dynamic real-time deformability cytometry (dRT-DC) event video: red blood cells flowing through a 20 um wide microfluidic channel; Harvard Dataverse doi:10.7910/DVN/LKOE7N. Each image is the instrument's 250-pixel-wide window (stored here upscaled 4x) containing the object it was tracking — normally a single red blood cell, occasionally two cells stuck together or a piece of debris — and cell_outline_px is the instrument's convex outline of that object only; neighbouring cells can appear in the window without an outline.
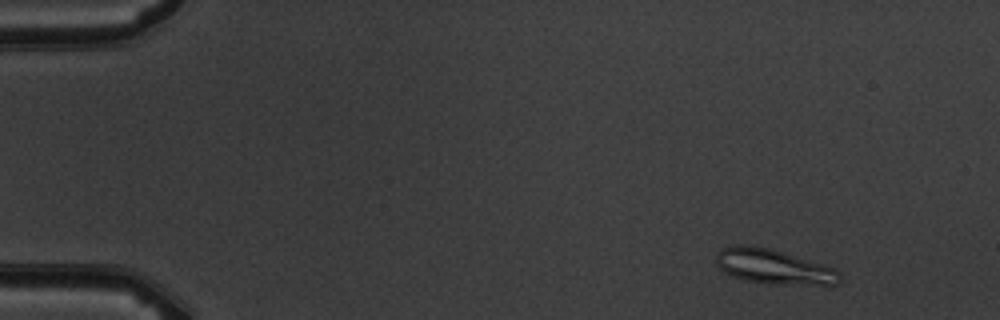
{"species": "common noctule bat (a hibernating species)", "species_latin": "Nyctalus noctula", "temperature_condition": "warm", "stored_images_in_passage": 6, "camera_frame_rate_fps": 3000, "um_per_image_px": 0.085, "animal": {"sex": "male", "body_mass_g": 19.5, "forearm_length_mm": 54.6}, "frame": {"image": 1, "passage_image": 2, "time_ms": 1.0, "image_size_px": [1000, 320], "cell_outline_px": [[840, 284], [768, 284], [748, 280], [732, 276], [724, 272], [716, 264], [716, 252], [724, 248], [736, 244], [744, 244], [768, 248], [820, 264], [832, 268], [840, 272]], "centroid_in_image_um": [65.7, 22.67], "position_along_channel_um": 19.3, "area_um2": 24.57}}
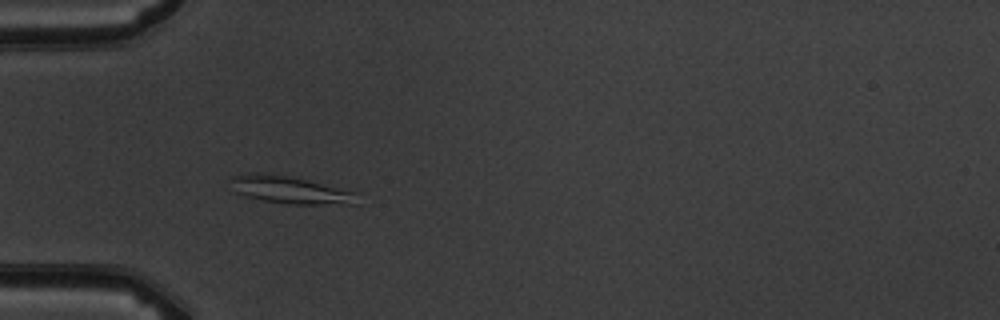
{"frame": {"image": 2, "passage_image": 5, "time_ms": 4.667, "image_size_px": [1000, 320], "cell_outline_px": [[356, 204], [288, 204], [264, 200], [244, 196], [236, 192], [232, 180], [232, 176], [248, 172], [264, 172], [288, 176], [308, 180], [356, 192]], "centroid_in_image_um": [24.64, 16.13], "position_along_channel_um": 60.4, "area_um2": 20.06}}
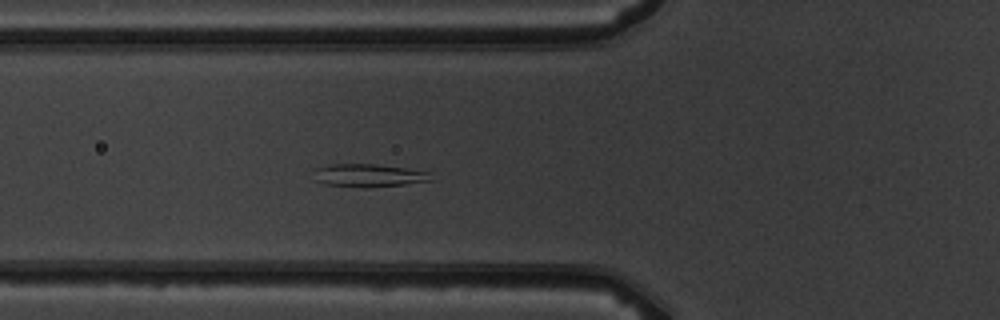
{"frame": {"image": 3, "passage_image": 6, "time_ms": 5.667, "image_size_px": [1000, 320], "cell_outline_px": [[432, 180], [404, 184], [364, 188], [360, 188], [324, 184], [312, 180], [316, 168], [332, 164], [376, 164], [404, 168], [428, 172]], "centroid_in_image_um": [31.24, 14.92], "position_along_channel_um": 94.6, "area_um2": 15.66}}